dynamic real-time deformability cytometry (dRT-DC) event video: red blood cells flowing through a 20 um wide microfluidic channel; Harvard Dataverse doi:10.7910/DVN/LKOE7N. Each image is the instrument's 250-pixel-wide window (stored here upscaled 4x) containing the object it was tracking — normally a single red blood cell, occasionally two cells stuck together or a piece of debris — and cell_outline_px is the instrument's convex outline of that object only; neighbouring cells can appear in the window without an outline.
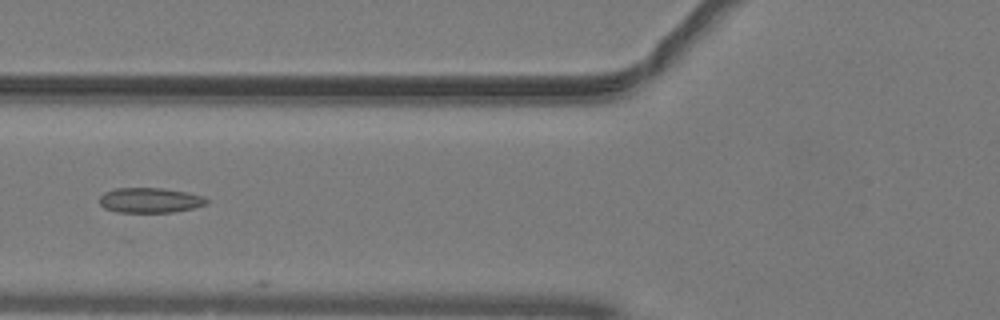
{"species": "common noctule bat (a hibernating species)", "species_latin": "Nyctalus noctula", "temperature_condition": "warm", "stored_images_in_passage": 24, "camera_frame_rate_fps": 3000, "um_per_image_px": 0.085, "animal": {"sex": "male", "body_mass_g": 19.2, "forearm_length_mm": 51.8}, "frame": {"image": 1, "passage_image": 20, "time_ms": 6.333, "image_size_px": [1000, 320], "cell_outline_px": [[208, 204], [192, 208], [172, 212], [120, 212], [104, 208], [100, 204], [100, 196], [104, 192], [116, 188], [164, 188], [188, 192], [204, 196], [208, 200]], "centroid_in_image_um": [12.77, 17.01], "position_along_channel_um": 113.0, "area_um2": 15.66}}
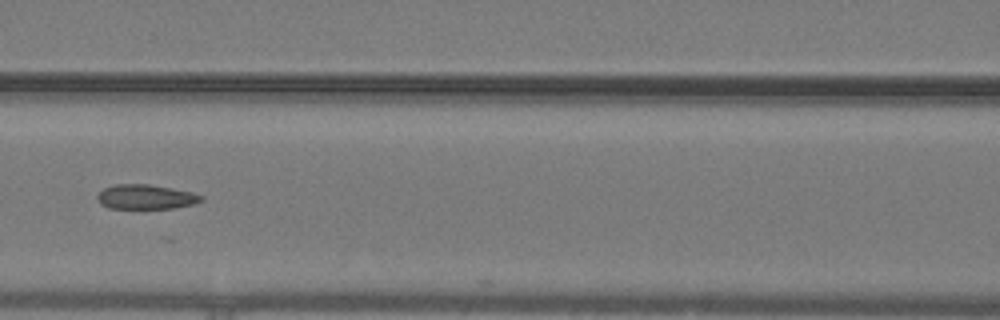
{"frame": {"image": 2, "passage_image": 23, "time_ms": 7.333, "image_size_px": [1000, 320], "cell_outline_px": [[204, 200], [192, 204], [172, 208], [108, 208], [100, 204], [96, 196], [104, 188], [116, 184], [148, 184], [192, 192], [204, 196]], "centroid_in_image_um": [12.38, 16.73], "position_along_channel_um": 154.2, "area_um2": 14.8}}